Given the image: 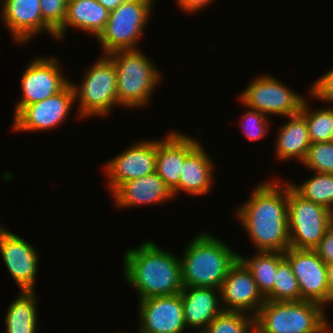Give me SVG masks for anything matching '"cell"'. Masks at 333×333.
Here are the masks:
<instances>
[{"label":"cell","mask_w":333,"mask_h":333,"mask_svg":"<svg viewBox=\"0 0 333 333\" xmlns=\"http://www.w3.org/2000/svg\"><path fill=\"white\" fill-rule=\"evenodd\" d=\"M297 278L301 300L327 305V264L315 250L289 247L284 252ZM326 304V305H325Z\"/></svg>","instance_id":"obj_13"},{"label":"cell","mask_w":333,"mask_h":333,"mask_svg":"<svg viewBox=\"0 0 333 333\" xmlns=\"http://www.w3.org/2000/svg\"><path fill=\"white\" fill-rule=\"evenodd\" d=\"M109 14L110 11L97 0H67L66 17L63 26L55 33V40H62L70 26L90 32L97 38L103 31Z\"/></svg>","instance_id":"obj_22"},{"label":"cell","mask_w":333,"mask_h":333,"mask_svg":"<svg viewBox=\"0 0 333 333\" xmlns=\"http://www.w3.org/2000/svg\"><path fill=\"white\" fill-rule=\"evenodd\" d=\"M258 183L251 197L236 209L239 223L257 251L285 252L290 247L288 182Z\"/></svg>","instance_id":"obj_1"},{"label":"cell","mask_w":333,"mask_h":333,"mask_svg":"<svg viewBox=\"0 0 333 333\" xmlns=\"http://www.w3.org/2000/svg\"><path fill=\"white\" fill-rule=\"evenodd\" d=\"M288 119L277 134L275 156L282 161L294 158L302 162L311 144L306 119L301 113Z\"/></svg>","instance_id":"obj_23"},{"label":"cell","mask_w":333,"mask_h":333,"mask_svg":"<svg viewBox=\"0 0 333 333\" xmlns=\"http://www.w3.org/2000/svg\"><path fill=\"white\" fill-rule=\"evenodd\" d=\"M307 99L303 102L300 113L305 117L311 143L333 141V105L311 110Z\"/></svg>","instance_id":"obj_27"},{"label":"cell","mask_w":333,"mask_h":333,"mask_svg":"<svg viewBox=\"0 0 333 333\" xmlns=\"http://www.w3.org/2000/svg\"><path fill=\"white\" fill-rule=\"evenodd\" d=\"M154 0H126L109 14L97 37L103 55L118 50H136L151 15ZM144 29V30H143Z\"/></svg>","instance_id":"obj_7"},{"label":"cell","mask_w":333,"mask_h":333,"mask_svg":"<svg viewBox=\"0 0 333 333\" xmlns=\"http://www.w3.org/2000/svg\"><path fill=\"white\" fill-rule=\"evenodd\" d=\"M251 333H259L256 329H254Z\"/></svg>","instance_id":"obj_38"},{"label":"cell","mask_w":333,"mask_h":333,"mask_svg":"<svg viewBox=\"0 0 333 333\" xmlns=\"http://www.w3.org/2000/svg\"><path fill=\"white\" fill-rule=\"evenodd\" d=\"M1 18L12 38L20 44L44 32L55 38V32L43 21L40 0H4Z\"/></svg>","instance_id":"obj_17"},{"label":"cell","mask_w":333,"mask_h":333,"mask_svg":"<svg viewBox=\"0 0 333 333\" xmlns=\"http://www.w3.org/2000/svg\"><path fill=\"white\" fill-rule=\"evenodd\" d=\"M180 294L187 328L204 331L209 323L223 311L219 302L221 298L218 288L184 287Z\"/></svg>","instance_id":"obj_20"},{"label":"cell","mask_w":333,"mask_h":333,"mask_svg":"<svg viewBox=\"0 0 333 333\" xmlns=\"http://www.w3.org/2000/svg\"><path fill=\"white\" fill-rule=\"evenodd\" d=\"M309 93L314 99L326 102L327 104L333 103V69L327 71L310 87Z\"/></svg>","instance_id":"obj_33"},{"label":"cell","mask_w":333,"mask_h":333,"mask_svg":"<svg viewBox=\"0 0 333 333\" xmlns=\"http://www.w3.org/2000/svg\"><path fill=\"white\" fill-rule=\"evenodd\" d=\"M283 258L284 252L257 251L249 258L239 254V260L251 272L264 298L273 290L278 264Z\"/></svg>","instance_id":"obj_25"},{"label":"cell","mask_w":333,"mask_h":333,"mask_svg":"<svg viewBox=\"0 0 333 333\" xmlns=\"http://www.w3.org/2000/svg\"><path fill=\"white\" fill-rule=\"evenodd\" d=\"M123 151L104 166L111 194L121 184L152 174L156 170L157 139H143Z\"/></svg>","instance_id":"obj_12"},{"label":"cell","mask_w":333,"mask_h":333,"mask_svg":"<svg viewBox=\"0 0 333 333\" xmlns=\"http://www.w3.org/2000/svg\"><path fill=\"white\" fill-rule=\"evenodd\" d=\"M112 196L116 206L123 209L164 204L174 199L173 193L156 172L121 184Z\"/></svg>","instance_id":"obj_19"},{"label":"cell","mask_w":333,"mask_h":333,"mask_svg":"<svg viewBox=\"0 0 333 333\" xmlns=\"http://www.w3.org/2000/svg\"><path fill=\"white\" fill-rule=\"evenodd\" d=\"M43 21L56 33L66 17L67 0H40Z\"/></svg>","instance_id":"obj_32"},{"label":"cell","mask_w":333,"mask_h":333,"mask_svg":"<svg viewBox=\"0 0 333 333\" xmlns=\"http://www.w3.org/2000/svg\"><path fill=\"white\" fill-rule=\"evenodd\" d=\"M57 59L39 57L27 65L20 82L23 95L16 104L14 116L22 108L55 95L70 83L60 69Z\"/></svg>","instance_id":"obj_10"},{"label":"cell","mask_w":333,"mask_h":333,"mask_svg":"<svg viewBox=\"0 0 333 333\" xmlns=\"http://www.w3.org/2000/svg\"><path fill=\"white\" fill-rule=\"evenodd\" d=\"M247 112L243 113L242 126L243 133L250 141H256L263 138L267 130H269L270 118L266 114L257 110L247 108Z\"/></svg>","instance_id":"obj_31"},{"label":"cell","mask_w":333,"mask_h":333,"mask_svg":"<svg viewBox=\"0 0 333 333\" xmlns=\"http://www.w3.org/2000/svg\"><path fill=\"white\" fill-rule=\"evenodd\" d=\"M124 277L139 300L180 293L183 288L180 258L147 240L123 257Z\"/></svg>","instance_id":"obj_2"},{"label":"cell","mask_w":333,"mask_h":333,"mask_svg":"<svg viewBox=\"0 0 333 333\" xmlns=\"http://www.w3.org/2000/svg\"><path fill=\"white\" fill-rule=\"evenodd\" d=\"M75 101H79V119L92 116H107L118 104L117 73L112 60L103 55L94 62L83 77L82 84L71 82Z\"/></svg>","instance_id":"obj_6"},{"label":"cell","mask_w":333,"mask_h":333,"mask_svg":"<svg viewBox=\"0 0 333 333\" xmlns=\"http://www.w3.org/2000/svg\"><path fill=\"white\" fill-rule=\"evenodd\" d=\"M214 166L208 152L199 142L186 155L179 179V193L187 192L193 196L209 193L212 188Z\"/></svg>","instance_id":"obj_21"},{"label":"cell","mask_w":333,"mask_h":333,"mask_svg":"<svg viewBox=\"0 0 333 333\" xmlns=\"http://www.w3.org/2000/svg\"><path fill=\"white\" fill-rule=\"evenodd\" d=\"M138 333H183L187 328L180 293L139 300Z\"/></svg>","instance_id":"obj_15"},{"label":"cell","mask_w":333,"mask_h":333,"mask_svg":"<svg viewBox=\"0 0 333 333\" xmlns=\"http://www.w3.org/2000/svg\"><path fill=\"white\" fill-rule=\"evenodd\" d=\"M333 224V212L304 199L288 183L290 247L314 250Z\"/></svg>","instance_id":"obj_8"},{"label":"cell","mask_w":333,"mask_h":333,"mask_svg":"<svg viewBox=\"0 0 333 333\" xmlns=\"http://www.w3.org/2000/svg\"><path fill=\"white\" fill-rule=\"evenodd\" d=\"M314 250L326 264H333V224Z\"/></svg>","instance_id":"obj_34"},{"label":"cell","mask_w":333,"mask_h":333,"mask_svg":"<svg viewBox=\"0 0 333 333\" xmlns=\"http://www.w3.org/2000/svg\"><path fill=\"white\" fill-rule=\"evenodd\" d=\"M255 318L243 312L222 311L203 331L204 333H251Z\"/></svg>","instance_id":"obj_29"},{"label":"cell","mask_w":333,"mask_h":333,"mask_svg":"<svg viewBox=\"0 0 333 333\" xmlns=\"http://www.w3.org/2000/svg\"><path fill=\"white\" fill-rule=\"evenodd\" d=\"M311 179L301 185L290 186L304 199L320 204L333 212V174L314 172Z\"/></svg>","instance_id":"obj_26"},{"label":"cell","mask_w":333,"mask_h":333,"mask_svg":"<svg viewBox=\"0 0 333 333\" xmlns=\"http://www.w3.org/2000/svg\"><path fill=\"white\" fill-rule=\"evenodd\" d=\"M157 140L155 172L176 197L179 194V179L186 155L200 142L194 137L170 131Z\"/></svg>","instance_id":"obj_18"},{"label":"cell","mask_w":333,"mask_h":333,"mask_svg":"<svg viewBox=\"0 0 333 333\" xmlns=\"http://www.w3.org/2000/svg\"><path fill=\"white\" fill-rule=\"evenodd\" d=\"M324 306L301 301H267L255 318L259 333H325L329 328ZM327 319V320H326Z\"/></svg>","instance_id":"obj_4"},{"label":"cell","mask_w":333,"mask_h":333,"mask_svg":"<svg viewBox=\"0 0 333 333\" xmlns=\"http://www.w3.org/2000/svg\"><path fill=\"white\" fill-rule=\"evenodd\" d=\"M182 255L180 264L184 287L220 289L229 269L239 259V253L209 232L196 235Z\"/></svg>","instance_id":"obj_3"},{"label":"cell","mask_w":333,"mask_h":333,"mask_svg":"<svg viewBox=\"0 0 333 333\" xmlns=\"http://www.w3.org/2000/svg\"><path fill=\"white\" fill-rule=\"evenodd\" d=\"M102 6H104L108 11L115 10L119 5H121L126 0H97Z\"/></svg>","instance_id":"obj_37"},{"label":"cell","mask_w":333,"mask_h":333,"mask_svg":"<svg viewBox=\"0 0 333 333\" xmlns=\"http://www.w3.org/2000/svg\"><path fill=\"white\" fill-rule=\"evenodd\" d=\"M179 8L183 11L190 13L198 12L200 9L205 8L209 4H212L213 0H176Z\"/></svg>","instance_id":"obj_35"},{"label":"cell","mask_w":333,"mask_h":333,"mask_svg":"<svg viewBox=\"0 0 333 333\" xmlns=\"http://www.w3.org/2000/svg\"><path fill=\"white\" fill-rule=\"evenodd\" d=\"M243 105L261 113L291 116L300 113L305 98L267 74L253 79L238 96Z\"/></svg>","instance_id":"obj_9"},{"label":"cell","mask_w":333,"mask_h":333,"mask_svg":"<svg viewBox=\"0 0 333 333\" xmlns=\"http://www.w3.org/2000/svg\"><path fill=\"white\" fill-rule=\"evenodd\" d=\"M220 298L223 311L251 312L253 317L265 303L251 272L239 259L222 283Z\"/></svg>","instance_id":"obj_16"},{"label":"cell","mask_w":333,"mask_h":333,"mask_svg":"<svg viewBox=\"0 0 333 333\" xmlns=\"http://www.w3.org/2000/svg\"><path fill=\"white\" fill-rule=\"evenodd\" d=\"M0 225V254L20 291H34L38 267L36 247Z\"/></svg>","instance_id":"obj_14"},{"label":"cell","mask_w":333,"mask_h":333,"mask_svg":"<svg viewBox=\"0 0 333 333\" xmlns=\"http://www.w3.org/2000/svg\"><path fill=\"white\" fill-rule=\"evenodd\" d=\"M331 328H329L325 333H331Z\"/></svg>","instance_id":"obj_39"},{"label":"cell","mask_w":333,"mask_h":333,"mask_svg":"<svg viewBox=\"0 0 333 333\" xmlns=\"http://www.w3.org/2000/svg\"><path fill=\"white\" fill-rule=\"evenodd\" d=\"M116 67L117 100L126 108L144 107L162 79L156 65L136 50H118L107 54Z\"/></svg>","instance_id":"obj_5"},{"label":"cell","mask_w":333,"mask_h":333,"mask_svg":"<svg viewBox=\"0 0 333 333\" xmlns=\"http://www.w3.org/2000/svg\"><path fill=\"white\" fill-rule=\"evenodd\" d=\"M301 164L313 172L333 174V141L311 143Z\"/></svg>","instance_id":"obj_30"},{"label":"cell","mask_w":333,"mask_h":333,"mask_svg":"<svg viewBox=\"0 0 333 333\" xmlns=\"http://www.w3.org/2000/svg\"><path fill=\"white\" fill-rule=\"evenodd\" d=\"M37 303L34 291H20L8 307L6 333H36Z\"/></svg>","instance_id":"obj_24"},{"label":"cell","mask_w":333,"mask_h":333,"mask_svg":"<svg viewBox=\"0 0 333 333\" xmlns=\"http://www.w3.org/2000/svg\"><path fill=\"white\" fill-rule=\"evenodd\" d=\"M327 304L333 302V264H327Z\"/></svg>","instance_id":"obj_36"},{"label":"cell","mask_w":333,"mask_h":333,"mask_svg":"<svg viewBox=\"0 0 333 333\" xmlns=\"http://www.w3.org/2000/svg\"><path fill=\"white\" fill-rule=\"evenodd\" d=\"M75 94L70 83L60 92L45 100L22 108L13 120L15 131H49L64 123L75 103Z\"/></svg>","instance_id":"obj_11"},{"label":"cell","mask_w":333,"mask_h":333,"mask_svg":"<svg viewBox=\"0 0 333 333\" xmlns=\"http://www.w3.org/2000/svg\"><path fill=\"white\" fill-rule=\"evenodd\" d=\"M267 301H301V293L289 261L284 257L278 264L273 290Z\"/></svg>","instance_id":"obj_28"}]
</instances>
